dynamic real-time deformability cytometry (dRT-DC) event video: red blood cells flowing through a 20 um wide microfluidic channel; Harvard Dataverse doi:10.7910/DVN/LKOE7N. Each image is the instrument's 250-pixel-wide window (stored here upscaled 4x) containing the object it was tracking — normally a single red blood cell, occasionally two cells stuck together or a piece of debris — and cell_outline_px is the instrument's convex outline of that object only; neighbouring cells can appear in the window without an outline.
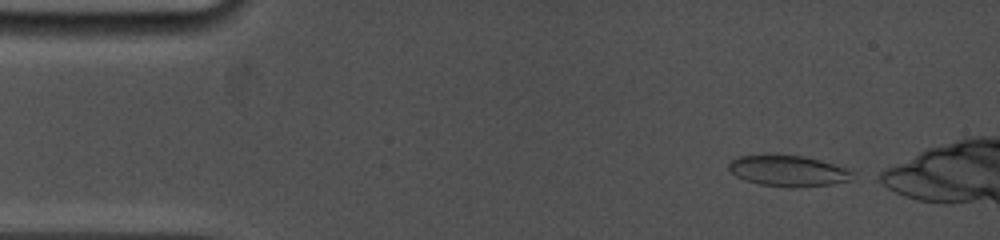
{"species": "common noctule bat (a hibernating species)", "species_latin": "Nyctalus noctula", "temperature_condition": "cold", "stored_images_in_passage": 11, "camera_frame_rate_fps": 5000, "um_per_image_px": 0.085, "animal": {"sex": "female", "body_mass_g": 19.0, "forearm_length_mm": 53.3}, "frame": {"image": 1, "passage_image": 1, "time_ms": 0.0, "image_size_px": [1000, 240], "cell_outline_px": [[856, 172], [852, 180], [832, 184], [760, 184], [744, 180], [736, 176], [728, 168], [728, 164], [732, 160], [740, 156], [804, 156], [820, 160]], "centroid_in_image_um": [67.01, 14.49], "position_along_channel_um": 18.0, "area_um2": 20.98}}
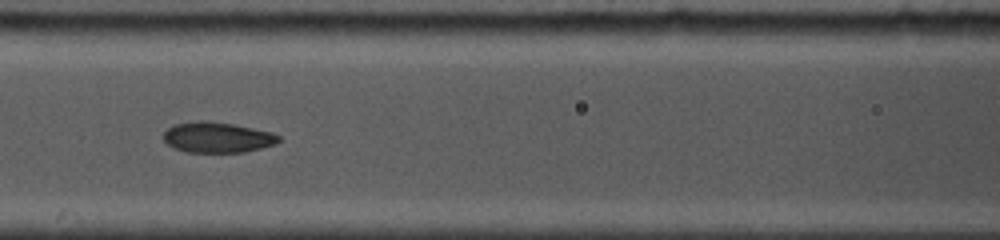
{"frame": {"image": 2, "passage_image": 6, "time_ms": 5.6, "image_size_px": [1000, 240], "cell_outline_px": [[280, 140], [276, 144], [244, 152], [184, 152], [168, 144], [164, 140], [164, 132], [172, 124], [196, 120], [208, 120], [232, 124], [272, 132], [280, 136]], "centroid_in_image_um": [18.46, 11.66], "position_along_channel_um": 148.1, "area_um2": 20.58}}
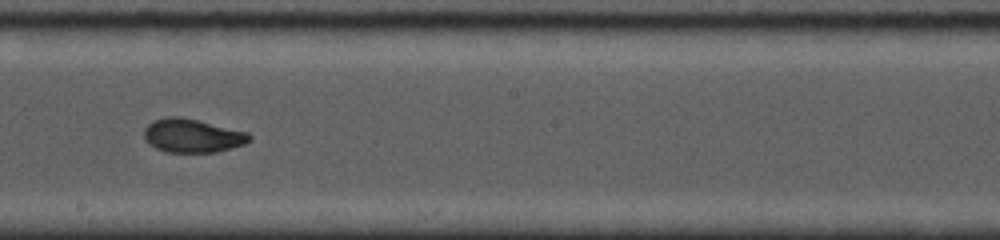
{"frame": {"image": 3, "passage_image": 9, "time_ms": 7.8, "image_size_px": [1000, 240], "cell_outline_px": [[252, 140], [244, 144], [232, 148], [216, 152], [164, 152], [156, 148], [144, 140], [144, 128], [152, 120], [168, 116], [180, 116], [248, 132], [252, 136]], "centroid_in_image_um": [16.34, 11.53], "position_along_channel_um": 231.9, "area_um2": 20.81}}